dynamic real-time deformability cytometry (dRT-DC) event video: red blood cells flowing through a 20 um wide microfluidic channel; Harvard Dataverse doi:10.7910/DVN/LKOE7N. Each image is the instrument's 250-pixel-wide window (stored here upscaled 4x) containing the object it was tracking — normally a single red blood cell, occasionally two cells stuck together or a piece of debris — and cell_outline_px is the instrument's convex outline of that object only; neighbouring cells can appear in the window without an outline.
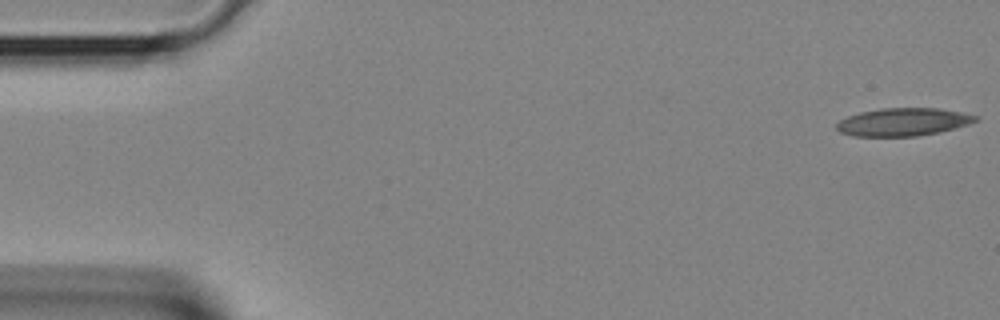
{"species": "Egyptian fruit bat (a non-hibernating species)", "species_latin": "Rousettus aegyptiacus", "temperature_condition": "room temperature", "stored_images_in_passage": 38, "camera_frame_rate_fps": 3000, "um_per_image_px": 0.085, "animal": {"sex": "female"}, "frame": {"image": 1, "passage_image": 1, "time_ms": 0.0, "image_size_px": [1000, 320], "cell_outline_px": [[980, 120], [968, 124], [940, 132], [916, 136], [856, 136], [840, 132], [836, 128], [836, 124], [840, 120], [848, 116], [860, 112], [880, 108], [940, 108], [980, 116]], "centroid_in_image_um": [76.8, 10.36], "position_along_channel_um": 8.2, "area_um2": 22.6}}
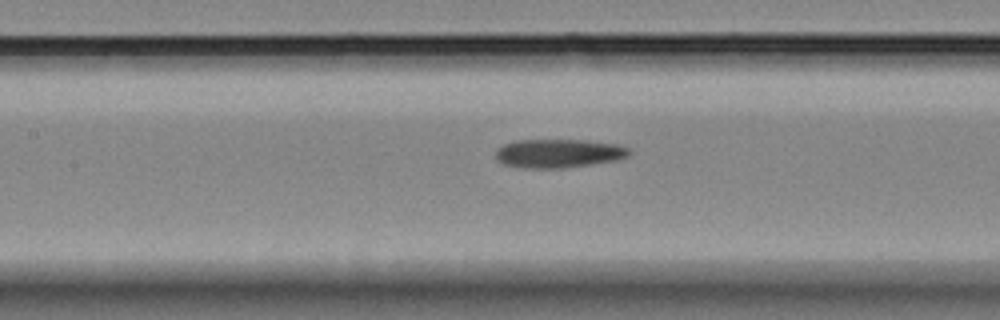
{"frame": {"image": 2, "passage_image": 17, "time_ms": 5.333, "image_size_px": [1000, 320], "cell_outline_px": [[632, 152], [628, 156], [616, 160], [592, 164], [564, 168], [516, 168], [504, 164], [496, 160], [496, 148], [504, 144], [516, 140], [584, 140], [620, 144], [628, 148]], "centroid_in_image_um": [47.46, 13.04], "position_along_channel_um": 159.9, "area_um2": 22.6}}
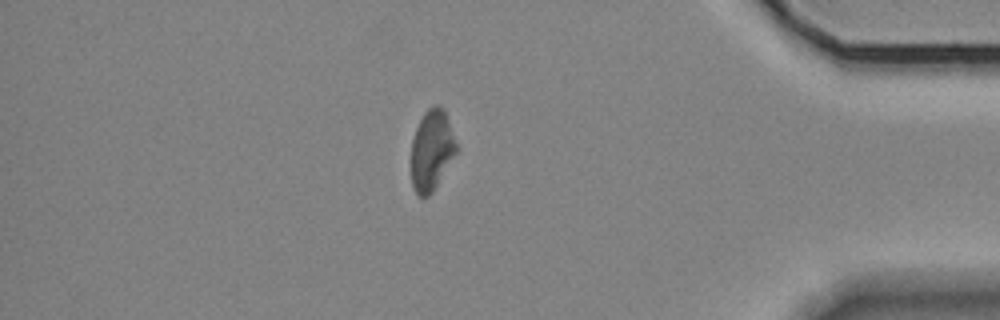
{"frame": {"image": 3, "passage_image": 33, "time_ms": 10.667, "image_size_px": [1000, 320], "cell_outline_px": [[456, 152], [432, 192], [428, 196], [420, 196], [412, 188], [412, 140], [416, 128], [424, 112], [428, 108], [436, 104], [440, 104], [444, 108], [456, 144]], "centroid_in_image_um": [36.68, 12.73], "position_along_channel_um": 398.5, "area_um2": 20.75}}